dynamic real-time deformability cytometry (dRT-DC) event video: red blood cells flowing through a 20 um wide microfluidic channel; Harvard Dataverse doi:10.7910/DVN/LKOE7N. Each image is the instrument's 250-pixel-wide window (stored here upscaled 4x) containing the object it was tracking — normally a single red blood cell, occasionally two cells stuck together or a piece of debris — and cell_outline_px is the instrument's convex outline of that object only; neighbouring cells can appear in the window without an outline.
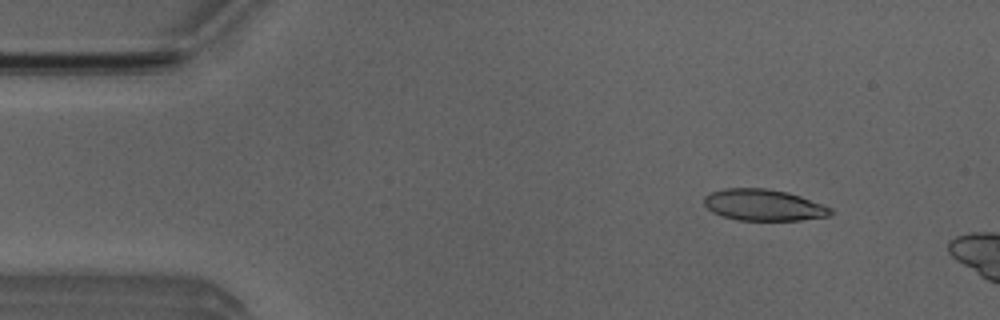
{"species": "Egyptian fruit bat (a non-hibernating species)", "species_latin": "Rousettus aegyptiacus", "temperature_condition": "room temperature", "stored_images_in_passage": 6, "camera_frame_rate_fps": 3000, "um_per_image_px": 0.085, "animal": {"sex": "male"}, "frame": {"image": 1, "passage_image": 2, "time_ms": 0.333, "image_size_px": [1000, 320], "cell_outline_px": [[832, 212], [828, 216], [800, 220], [736, 220], [712, 212], [704, 204], [704, 196], [712, 192], [724, 188], [764, 188], [788, 192], [800, 196], [832, 208]], "centroid_in_image_um": [64.89, 17.42], "position_along_channel_um": 20.1, "area_um2": 23.0}}